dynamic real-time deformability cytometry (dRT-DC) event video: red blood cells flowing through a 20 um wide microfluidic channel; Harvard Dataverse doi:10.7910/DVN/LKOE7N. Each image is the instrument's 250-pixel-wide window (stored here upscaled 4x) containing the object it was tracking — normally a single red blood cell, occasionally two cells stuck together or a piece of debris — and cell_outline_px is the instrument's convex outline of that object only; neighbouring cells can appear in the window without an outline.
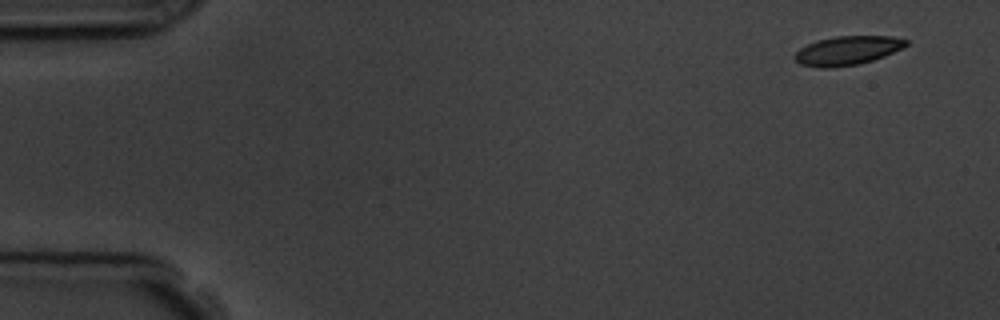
{"species": "common noctule bat (a hibernating species)", "species_latin": "Nyctalus noctula", "temperature_condition": "room temperature", "stored_images_in_passage": 7, "camera_frame_rate_fps": 3000, "um_per_image_px": 0.085, "animal": {"sex": "male", "body_mass_g": 19.5, "forearm_length_mm": 54.6}, "frame": {"image": 1, "passage_image": 1, "time_ms": 0.0, "image_size_px": [1000, 320], "cell_outline_px": [[908, 44], [904, 48], [884, 56], [872, 60], [856, 64], [828, 68], [816, 68], [800, 64], [792, 56], [800, 48], [816, 40], [836, 36], [892, 36], [908, 40]], "centroid_in_image_um": [72.02, 4.29], "position_along_channel_um": 13.0, "area_um2": 18.84}}
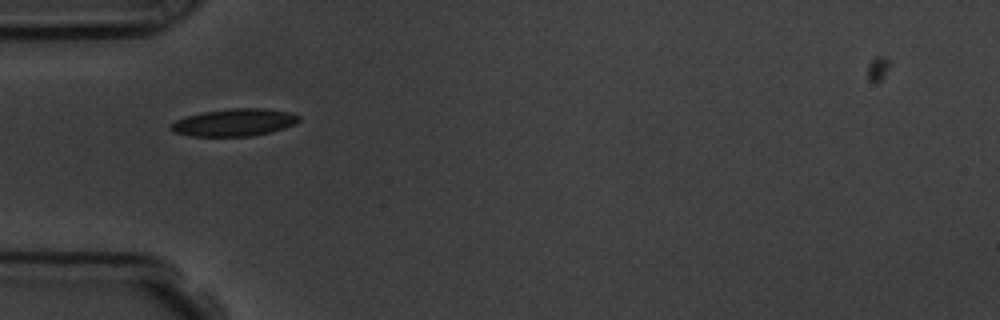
{"frame": {"image": 2, "passage_image": 5, "time_ms": 4.667, "image_size_px": [1000, 320], "cell_outline_px": [[300, 120], [296, 124], [284, 128], [252, 136], [192, 136], [172, 132], [168, 128], [168, 124], [176, 120], [200, 112], [232, 108], [264, 108], [288, 112], [300, 116]], "centroid_in_image_um": [19.87, 10.4], "position_along_channel_um": 65.1, "area_um2": 20.52}}